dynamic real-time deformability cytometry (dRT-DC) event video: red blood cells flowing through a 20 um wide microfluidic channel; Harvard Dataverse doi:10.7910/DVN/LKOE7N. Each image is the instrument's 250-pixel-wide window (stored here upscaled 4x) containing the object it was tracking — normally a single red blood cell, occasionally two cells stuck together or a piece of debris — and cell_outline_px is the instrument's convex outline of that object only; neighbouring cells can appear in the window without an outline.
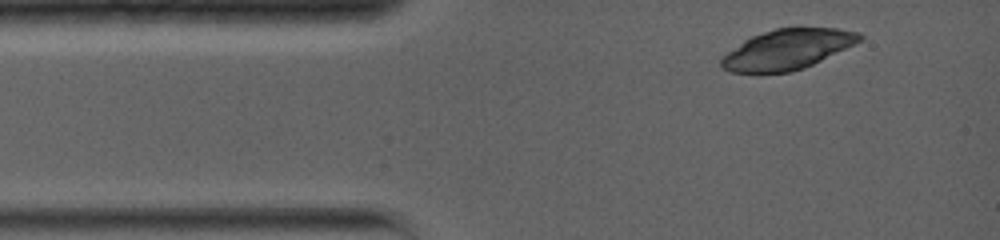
{"species": "common noctule bat (a hibernating species)", "species_latin": "Nyctalus noctula", "temperature_condition": "warm", "stored_images_in_passage": 2, "camera_frame_rate_fps": 5000, "um_per_image_px": 0.085, "animal": {"sex": "female", "body_mass_g": 19.0, "forearm_length_mm": 56.7}, "frame": {"image": 1, "passage_image": 1, "time_ms": 0.0, "image_size_px": [1000, 240], "cell_outline_px": [[864, 40], [804, 68], [792, 72], [728, 72], [720, 68], [720, 56], [744, 40], [752, 36], [776, 28], [836, 28], [860, 32], [864, 36]], "centroid_in_image_um": [66.92, 4.2], "position_along_channel_um": 18.1, "area_um2": 32.43}}